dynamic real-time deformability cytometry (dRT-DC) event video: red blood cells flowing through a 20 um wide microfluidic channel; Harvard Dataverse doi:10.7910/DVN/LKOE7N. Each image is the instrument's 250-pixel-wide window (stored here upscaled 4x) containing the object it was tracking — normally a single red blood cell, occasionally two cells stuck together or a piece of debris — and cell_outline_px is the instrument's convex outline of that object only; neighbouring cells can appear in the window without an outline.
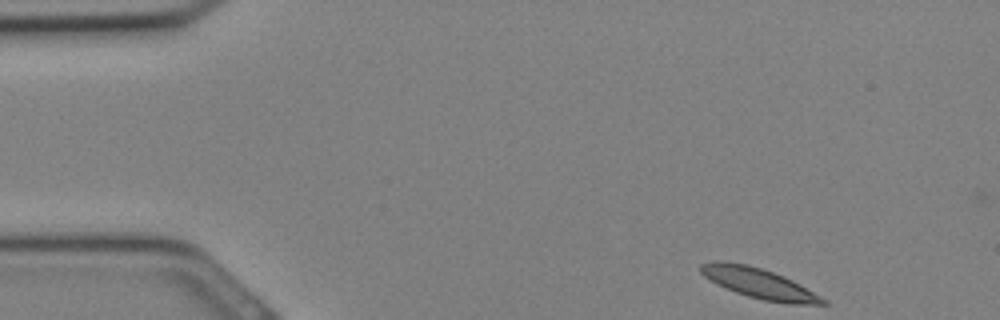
{"species": "Egyptian fruit bat (a non-hibernating species)", "species_latin": "Rousettus aegyptiacus", "temperature_condition": "cold", "stored_images_in_passage": 13, "camera_frame_rate_fps": 3000, "um_per_image_px": 0.085, "animal": {"sex": "female"}, "frame": {"image": 1, "passage_image": 1, "time_ms": 0.0, "image_size_px": [1000, 320], "cell_outline_px": [[828, 304], [788, 304], [764, 300], [748, 296], [736, 292], [716, 284], [704, 276], [700, 272], [700, 264], [712, 260], [720, 260], [748, 264], [784, 276], [800, 284], [828, 300]], "centroid_in_image_um": [64.5, 24.07], "position_along_channel_um": 20.5, "area_um2": 21.56}}
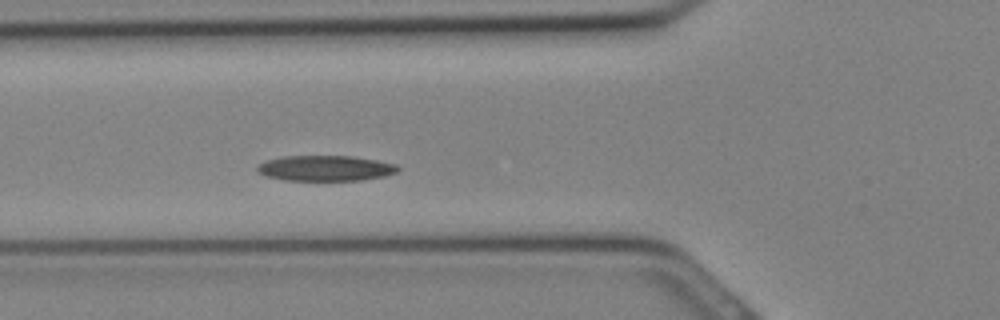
{"frame": {"image": 2, "passage_image": 9, "time_ms": 2.667, "image_size_px": [1000, 320], "cell_outline_px": [[400, 168], [396, 172], [384, 176], [360, 180], [284, 180], [264, 176], [256, 172], [256, 168], [260, 164], [268, 160], [284, 156], [352, 156], [376, 160], [396, 164]], "centroid_in_image_um": [27.64, 14.3], "position_along_channel_um": 98.2, "area_um2": 20.81}}
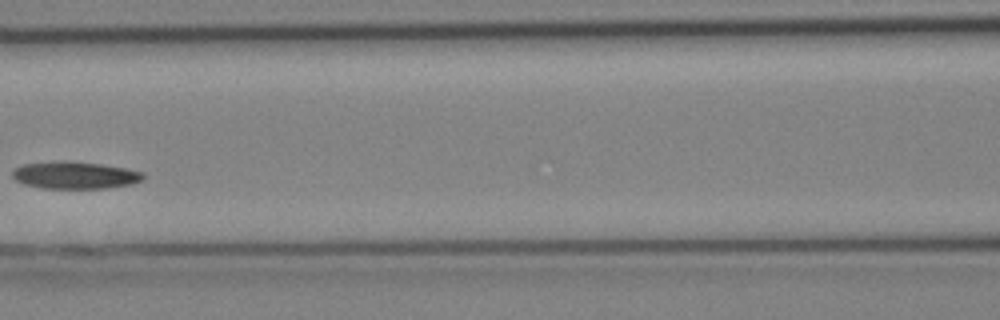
{"frame": {"image": 3, "passage_image": 12, "time_ms": 3.667, "image_size_px": [1000, 320], "cell_outline_px": [[144, 180], [132, 184], [108, 188], [40, 188], [24, 184], [16, 180], [12, 176], [12, 172], [16, 168], [24, 164], [60, 160], [68, 160], [100, 164], [124, 168], [144, 172]], "centroid_in_image_um": [6.38, 14.89], "position_along_channel_um": 160.2, "area_um2": 20.87}}